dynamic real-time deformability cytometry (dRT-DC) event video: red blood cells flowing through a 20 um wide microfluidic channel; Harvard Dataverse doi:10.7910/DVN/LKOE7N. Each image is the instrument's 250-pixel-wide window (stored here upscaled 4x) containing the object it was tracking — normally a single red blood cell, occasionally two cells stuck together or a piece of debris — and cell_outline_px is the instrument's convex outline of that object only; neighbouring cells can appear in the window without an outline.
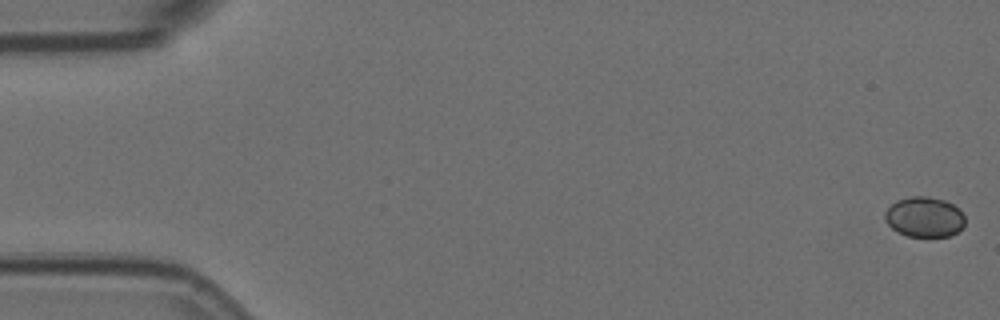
{"species": "Egyptian fruit bat (a non-hibernating species)", "species_latin": "Rousettus aegyptiacus", "temperature_condition": "room temperature", "stored_images_in_passage": 50, "camera_frame_rate_fps": 3000, "um_per_image_px": 0.085, "animal": {"sex": "female"}, "frame": {"image": 1, "passage_image": 1, "time_ms": 0.0, "image_size_px": [1000, 320], "cell_outline_px": [[964, 228], [948, 236], [908, 236], [896, 232], [884, 220], [884, 212], [896, 200], [912, 196], [928, 196], [944, 200], [952, 204], [964, 216]], "centroid_in_image_um": [78.54, 18.44], "position_along_channel_um": 6.5, "area_um2": 18.73}}
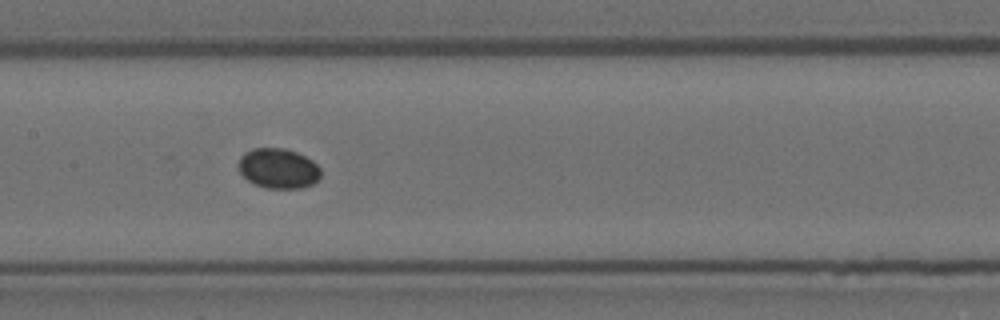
{"frame": {"image": 2, "passage_image": 28, "time_ms": 9.0, "image_size_px": [1000, 320], "cell_outline_px": [[320, 176], [312, 184], [300, 188], [264, 188], [248, 180], [240, 172], [240, 156], [244, 152], [252, 148], [284, 148], [296, 152], [312, 160], [320, 168]], "centroid_in_image_um": [23.65, 14.31], "position_along_channel_um": 183.7, "area_um2": 19.02}}
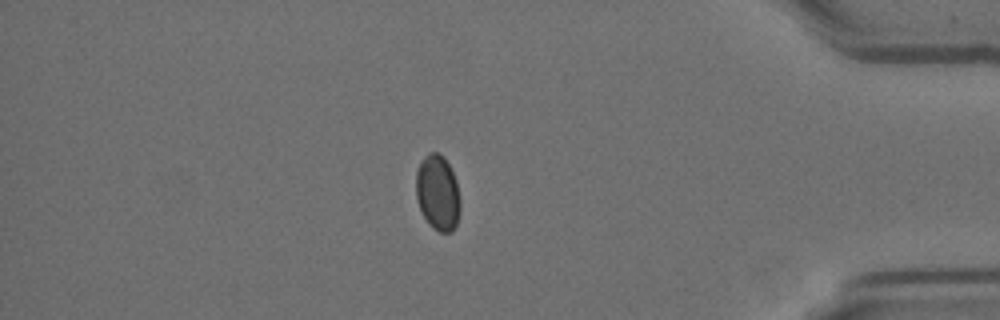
{"frame": {"image": 3, "passage_image": 49, "time_ms": 16.0, "image_size_px": [1000, 320], "cell_outline_px": [[460, 212], [456, 224], [452, 232], [440, 232], [432, 228], [428, 224], [420, 208], [416, 196], [416, 172], [424, 156], [428, 152], [436, 152], [444, 156], [456, 180], [460, 200]], "centroid_in_image_um": [37.21, 16.39], "position_along_channel_um": 398.0, "area_um2": 19.48}}